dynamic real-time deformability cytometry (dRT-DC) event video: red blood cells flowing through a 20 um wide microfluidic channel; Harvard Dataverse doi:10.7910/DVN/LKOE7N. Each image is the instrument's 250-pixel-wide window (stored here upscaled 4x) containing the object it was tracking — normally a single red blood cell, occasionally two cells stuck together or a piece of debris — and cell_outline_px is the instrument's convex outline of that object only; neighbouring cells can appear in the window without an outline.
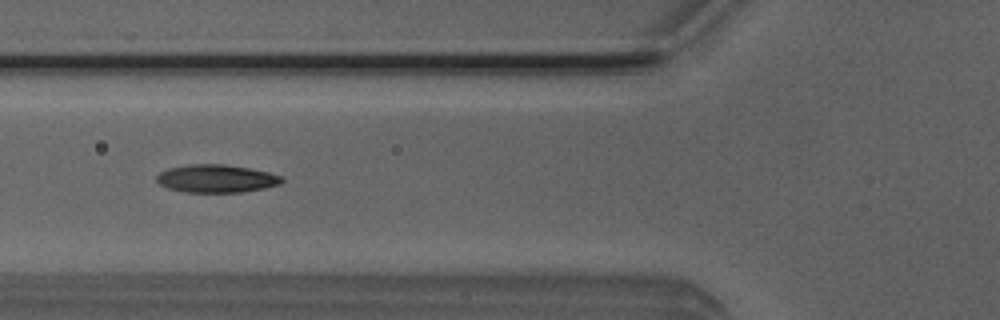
{"species": "Egyptian fruit bat (a non-hibernating species)", "species_latin": "Rousettus aegyptiacus", "temperature_condition": "room temperature", "stored_images_in_passage": 26, "camera_frame_rate_fps": 3000, "um_per_image_px": 0.085, "animal": {"sex": "male"}, "frame": {"image": 1, "passage_image": 11, "time_ms": 3.333, "image_size_px": [1000, 320], "cell_outline_px": [[284, 180], [280, 184], [264, 188], [240, 192], [184, 192], [168, 188], [160, 184], [156, 180], [156, 176], [160, 172], [168, 168], [188, 164], [224, 164], [248, 168], [268, 172], [280, 176]], "centroid_in_image_um": [18.36, 15.17], "position_along_channel_um": 107.4, "area_um2": 20.29}}
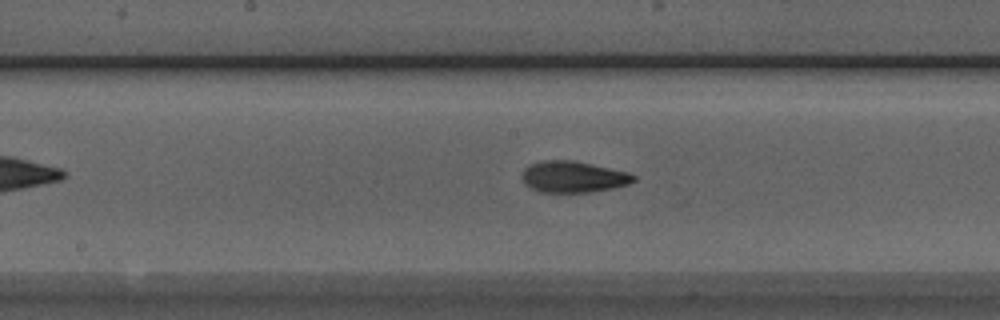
{"frame": {"image": 2, "passage_image": 18, "time_ms": 5.667, "image_size_px": [1000, 320], "cell_outline_px": [[636, 180], [628, 184], [612, 188], [592, 192], [540, 192], [524, 184], [520, 176], [524, 168], [528, 164], [544, 160], [572, 160], [592, 164], [628, 172], [636, 176]], "centroid_in_image_um": [48.69, 15.03], "position_along_channel_um": 199.5, "area_um2": 20.52}}
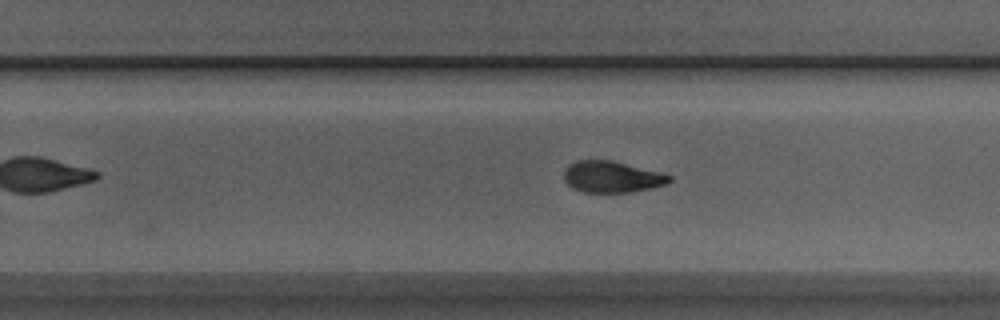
{"frame": {"image": 3, "passage_image": 24, "time_ms": 7.667, "image_size_px": [1000, 320], "cell_outline_px": [[672, 180], [668, 184], [652, 188], [632, 192], [584, 192], [572, 188], [564, 180], [564, 172], [568, 164], [576, 160], [612, 160], [660, 172], [672, 176]], "centroid_in_image_um": [52.02, 15.03], "position_along_channel_um": 277.8, "area_um2": 19.42}}